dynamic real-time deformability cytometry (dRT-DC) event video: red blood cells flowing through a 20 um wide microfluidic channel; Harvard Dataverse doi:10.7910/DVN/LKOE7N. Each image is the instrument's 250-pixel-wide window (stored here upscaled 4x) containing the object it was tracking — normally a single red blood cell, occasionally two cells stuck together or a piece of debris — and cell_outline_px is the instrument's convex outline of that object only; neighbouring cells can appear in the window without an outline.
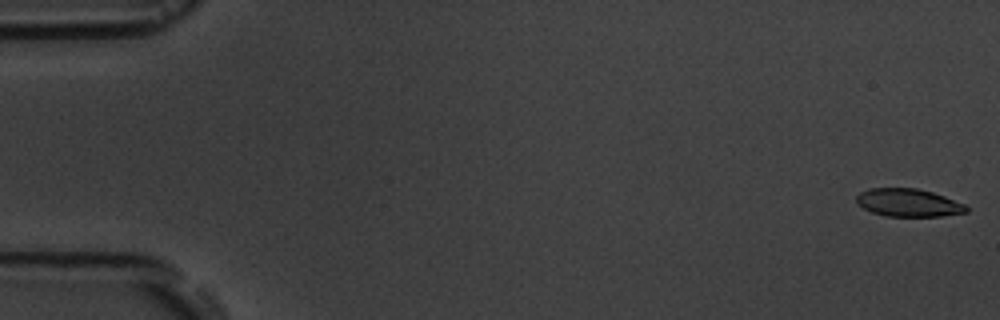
{"species": "common noctule bat (a hibernating species)", "species_latin": "Nyctalus noctula", "temperature_condition": "room temperature", "stored_images_in_passage": 8, "camera_frame_rate_fps": 3000, "um_per_image_px": 0.085, "animal": {"sex": "male", "body_mass_g": 19.5, "forearm_length_mm": 54.6}, "frame": {"image": 1, "passage_image": 1, "time_ms": 0.0, "image_size_px": [1000, 320], "cell_outline_px": [[968, 212], [940, 216], [884, 216], [872, 212], [864, 208], [856, 200], [856, 196], [860, 192], [868, 188], [916, 188], [932, 192], [944, 196], [964, 204], [968, 208]], "centroid_in_image_um": [77.2, 17.23], "position_along_channel_um": 7.8, "area_um2": 17.74}}
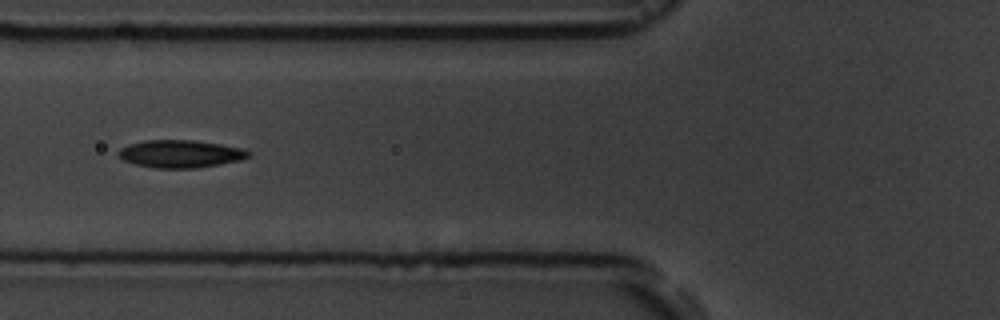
{"frame": {"image": 2, "passage_image": 6, "time_ms": 6.667, "image_size_px": [1000, 320], "cell_outline_px": [[252, 152], [248, 156], [240, 160], [196, 168], [156, 168], [136, 164], [124, 160], [116, 152], [120, 148], [128, 144], [144, 140], [196, 140], [244, 148]], "centroid_in_image_um": [15.33, 13.06], "position_along_channel_um": 110.5, "area_um2": 20.92}}
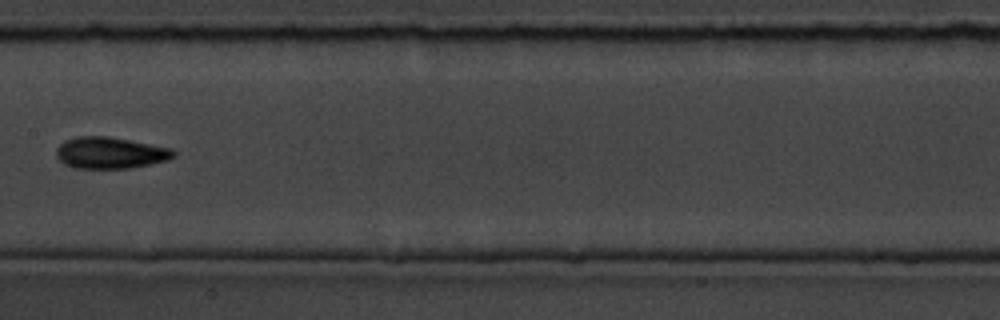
{"frame": {"image": 3, "passage_image": 8, "time_ms": 9.0, "image_size_px": [1000, 320], "cell_outline_px": [[176, 156], [168, 160], [128, 168], [76, 168], [64, 164], [56, 156], [56, 148], [64, 140], [76, 136], [108, 136], [172, 148], [176, 152]], "centroid_in_image_um": [9.36, 12.98], "position_along_channel_um": 198.0, "area_um2": 21.56}}